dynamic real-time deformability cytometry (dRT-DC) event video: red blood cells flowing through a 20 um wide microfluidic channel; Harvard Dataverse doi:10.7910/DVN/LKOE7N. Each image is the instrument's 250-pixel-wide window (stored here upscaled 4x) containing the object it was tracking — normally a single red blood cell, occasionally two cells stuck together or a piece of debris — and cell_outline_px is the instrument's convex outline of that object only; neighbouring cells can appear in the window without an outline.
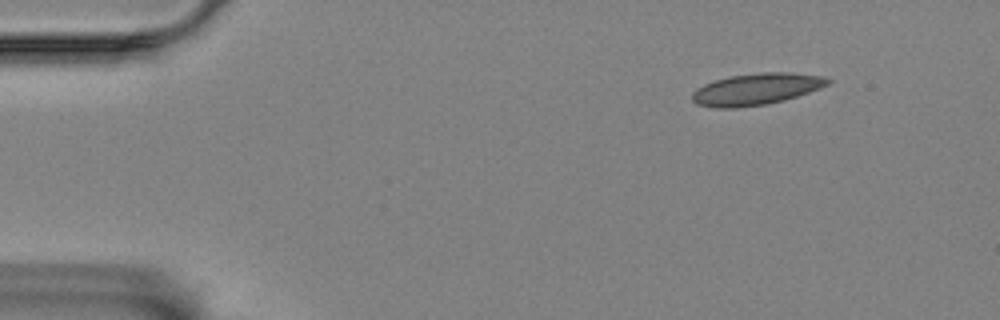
{"species": "Egyptian fruit bat (a non-hibernating species)", "species_latin": "Rousettus aegyptiacus", "temperature_condition": "room temperature", "stored_images_in_passage": 52, "camera_frame_rate_fps": 3000, "um_per_image_px": 0.085, "animal": {"sex": "female"}, "frame": {"image": 1, "passage_image": 1, "time_ms": 0.0, "image_size_px": [1000, 320], "cell_outline_px": [[832, 80], [828, 84], [820, 88], [784, 100], [768, 104], [736, 108], [716, 108], [696, 104], [692, 100], [692, 92], [696, 88], [704, 84], [728, 76], [760, 72], [792, 72], [824, 76]], "centroid_in_image_um": [64.27, 7.57], "position_along_channel_um": 20.7, "area_um2": 25.14}}
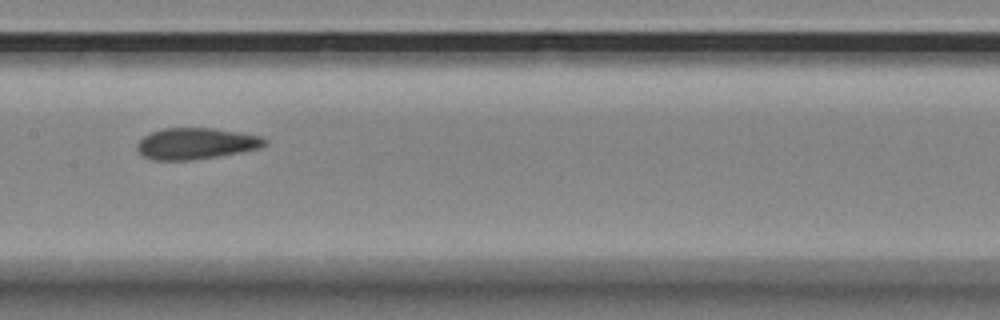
{"frame": {"image": 2, "passage_image": 23, "time_ms": 7.333, "image_size_px": [1000, 320], "cell_outline_px": [[268, 144], [260, 148], [240, 152], [192, 160], [152, 160], [144, 156], [136, 148], [136, 144], [144, 136], [152, 132], [164, 128], [212, 128], [260, 136], [268, 140]], "centroid_in_image_um": [16.66, 12.2], "position_along_channel_um": 190.7, "area_um2": 23.12}}
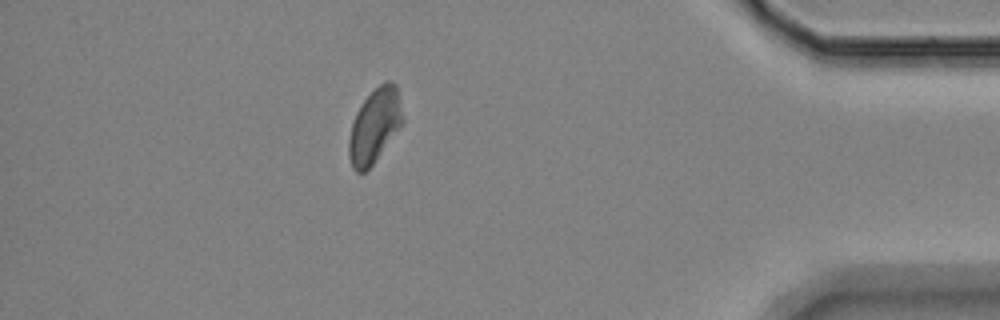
{"frame": {"image": 3, "passage_image": 45, "time_ms": 14.667, "image_size_px": [1000, 320], "cell_outline_px": [[404, 120], [372, 164], [364, 172], [356, 172], [352, 168], [348, 156], [348, 140], [352, 124], [356, 112], [364, 100], [384, 80], [392, 80], [396, 84]], "centroid_in_image_um": [31.82, 10.67], "position_along_channel_um": 403.4, "area_um2": 22.83}, "authors_computed_cell_mechanics": {"area_um2": 23.5246, "velocity_mm_per_s": 3.4593, "shape_relaxation_time_tau1_ms": 9.9461, "shape_relaxation_time_tau2_ms": 2.1977, "deformation_change_tau1": 0.1433, "deformation_change_tau2": 0.0711}}